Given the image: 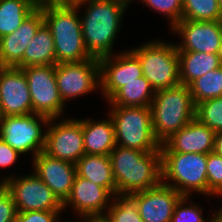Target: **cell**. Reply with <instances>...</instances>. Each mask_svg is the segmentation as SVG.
I'll return each instance as SVG.
<instances>
[{"mask_svg": "<svg viewBox=\"0 0 222 222\" xmlns=\"http://www.w3.org/2000/svg\"><path fill=\"white\" fill-rule=\"evenodd\" d=\"M195 108L189 86L155 91L150 110L153 133L160 144L195 118Z\"/></svg>", "mask_w": 222, "mask_h": 222, "instance_id": "4", "label": "cell"}, {"mask_svg": "<svg viewBox=\"0 0 222 222\" xmlns=\"http://www.w3.org/2000/svg\"><path fill=\"white\" fill-rule=\"evenodd\" d=\"M55 76L64 103L100 89V64L97 58L56 64Z\"/></svg>", "mask_w": 222, "mask_h": 222, "instance_id": "12", "label": "cell"}, {"mask_svg": "<svg viewBox=\"0 0 222 222\" xmlns=\"http://www.w3.org/2000/svg\"><path fill=\"white\" fill-rule=\"evenodd\" d=\"M110 109L117 146L142 152L160 150L161 144L152 129L150 107L112 106Z\"/></svg>", "mask_w": 222, "mask_h": 222, "instance_id": "6", "label": "cell"}, {"mask_svg": "<svg viewBox=\"0 0 222 222\" xmlns=\"http://www.w3.org/2000/svg\"><path fill=\"white\" fill-rule=\"evenodd\" d=\"M43 24V11L38 6L14 32L0 38V67L22 68L25 49Z\"/></svg>", "mask_w": 222, "mask_h": 222, "instance_id": "17", "label": "cell"}, {"mask_svg": "<svg viewBox=\"0 0 222 222\" xmlns=\"http://www.w3.org/2000/svg\"><path fill=\"white\" fill-rule=\"evenodd\" d=\"M154 95L150 82L142 76L119 88L107 101L110 106L150 107Z\"/></svg>", "mask_w": 222, "mask_h": 222, "instance_id": "25", "label": "cell"}, {"mask_svg": "<svg viewBox=\"0 0 222 222\" xmlns=\"http://www.w3.org/2000/svg\"><path fill=\"white\" fill-rule=\"evenodd\" d=\"M33 113L29 85L24 71L17 67H0V116Z\"/></svg>", "mask_w": 222, "mask_h": 222, "instance_id": "14", "label": "cell"}, {"mask_svg": "<svg viewBox=\"0 0 222 222\" xmlns=\"http://www.w3.org/2000/svg\"><path fill=\"white\" fill-rule=\"evenodd\" d=\"M45 65H56V54L51 30L44 23L25 49L22 68Z\"/></svg>", "mask_w": 222, "mask_h": 222, "instance_id": "24", "label": "cell"}, {"mask_svg": "<svg viewBox=\"0 0 222 222\" xmlns=\"http://www.w3.org/2000/svg\"><path fill=\"white\" fill-rule=\"evenodd\" d=\"M215 214L213 218H211V222H222V208L218 209V211L215 210Z\"/></svg>", "mask_w": 222, "mask_h": 222, "instance_id": "38", "label": "cell"}, {"mask_svg": "<svg viewBox=\"0 0 222 222\" xmlns=\"http://www.w3.org/2000/svg\"><path fill=\"white\" fill-rule=\"evenodd\" d=\"M111 196L113 195L106 188L76 174L71 193L63 203V209L68 205L72 206L80 218L104 217L105 209L107 212L110 206L107 203L110 204L113 198Z\"/></svg>", "mask_w": 222, "mask_h": 222, "instance_id": "16", "label": "cell"}, {"mask_svg": "<svg viewBox=\"0 0 222 222\" xmlns=\"http://www.w3.org/2000/svg\"><path fill=\"white\" fill-rule=\"evenodd\" d=\"M214 152L222 156V131L215 134Z\"/></svg>", "mask_w": 222, "mask_h": 222, "instance_id": "37", "label": "cell"}, {"mask_svg": "<svg viewBox=\"0 0 222 222\" xmlns=\"http://www.w3.org/2000/svg\"><path fill=\"white\" fill-rule=\"evenodd\" d=\"M163 41L154 40L130 49L140 61L143 76L155 91L180 84L178 49L176 44Z\"/></svg>", "mask_w": 222, "mask_h": 222, "instance_id": "7", "label": "cell"}, {"mask_svg": "<svg viewBox=\"0 0 222 222\" xmlns=\"http://www.w3.org/2000/svg\"><path fill=\"white\" fill-rule=\"evenodd\" d=\"M93 222H109L104 217H94Z\"/></svg>", "mask_w": 222, "mask_h": 222, "instance_id": "41", "label": "cell"}, {"mask_svg": "<svg viewBox=\"0 0 222 222\" xmlns=\"http://www.w3.org/2000/svg\"><path fill=\"white\" fill-rule=\"evenodd\" d=\"M57 1L66 5H77L78 3H81L86 0H57Z\"/></svg>", "mask_w": 222, "mask_h": 222, "instance_id": "39", "label": "cell"}, {"mask_svg": "<svg viewBox=\"0 0 222 222\" xmlns=\"http://www.w3.org/2000/svg\"><path fill=\"white\" fill-rule=\"evenodd\" d=\"M83 5L88 7L80 17L86 49L97 59L112 55L120 22L128 7L115 0H86L76 6L81 9Z\"/></svg>", "mask_w": 222, "mask_h": 222, "instance_id": "1", "label": "cell"}, {"mask_svg": "<svg viewBox=\"0 0 222 222\" xmlns=\"http://www.w3.org/2000/svg\"><path fill=\"white\" fill-rule=\"evenodd\" d=\"M194 104L222 96V66L209 71L189 85Z\"/></svg>", "mask_w": 222, "mask_h": 222, "instance_id": "28", "label": "cell"}, {"mask_svg": "<svg viewBox=\"0 0 222 222\" xmlns=\"http://www.w3.org/2000/svg\"><path fill=\"white\" fill-rule=\"evenodd\" d=\"M2 181H0V191L5 187V181L3 179H1Z\"/></svg>", "mask_w": 222, "mask_h": 222, "instance_id": "44", "label": "cell"}, {"mask_svg": "<svg viewBox=\"0 0 222 222\" xmlns=\"http://www.w3.org/2000/svg\"><path fill=\"white\" fill-rule=\"evenodd\" d=\"M84 221L81 222H93V218H82ZM61 222V221H60ZM67 222H71L70 220ZM73 222V221H72Z\"/></svg>", "mask_w": 222, "mask_h": 222, "instance_id": "43", "label": "cell"}, {"mask_svg": "<svg viewBox=\"0 0 222 222\" xmlns=\"http://www.w3.org/2000/svg\"><path fill=\"white\" fill-rule=\"evenodd\" d=\"M115 1L121 2V3L125 4L126 6H128L130 1H132V0H115Z\"/></svg>", "mask_w": 222, "mask_h": 222, "instance_id": "42", "label": "cell"}, {"mask_svg": "<svg viewBox=\"0 0 222 222\" xmlns=\"http://www.w3.org/2000/svg\"><path fill=\"white\" fill-rule=\"evenodd\" d=\"M38 6L43 11L44 23L51 30L54 39L56 64L81 62L93 58L84 44L76 5L47 0Z\"/></svg>", "mask_w": 222, "mask_h": 222, "instance_id": "2", "label": "cell"}, {"mask_svg": "<svg viewBox=\"0 0 222 222\" xmlns=\"http://www.w3.org/2000/svg\"><path fill=\"white\" fill-rule=\"evenodd\" d=\"M215 134L214 130L194 118L165 140L160 151L208 154L214 151Z\"/></svg>", "mask_w": 222, "mask_h": 222, "instance_id": "20", "label": "cell"}, {"mask_svg": "<svg viewBox=\"0 0 222 222\" xmlns=\"http://www.w3.org/2000/svg\"><path fill=\"white\" fill-rule=\"evenodd\" d=\"M218 4H219L220 9H221V11H222V0H218Z\"/></svg>", "mask_w": 222, "mask_h": 222, "instance_id": "46", "label": "cell"}, {"mask_svg": "<svg viewBox=\"0 0 222 222\" xmlns=\"http://www.w3.org/2000/svg\"><path fill=\"white\" fill-rule=\"evenodd\" d=\"M38 4H42L43 2L47 1V0H35Z\"/></svg>", "mask_w": 222, "mask_h": 222, "instance_id": "45", "label": "cell"}, {"mask_svg": "<svg viewBox=\"0 0 222 222\" xmlns=\"http://www.w3.org/2000/svg\"><path fill=\"white\" fill-rule=\"evenodd\" d=\"M76 174L106 188L112 195L117 193L109 156L84 154L76 163Z\"/></svg>", "mask_w": 222, "mask_h": 222, "instance_id": "22", "label": "cell"}, {"mask_svg": "<svg viewBox=\"0 0 222 222\" xmlns=\"http://www.w3.org/2000/svg\"><path fill=\"white\" fill-rule=\"evenodd\" d=\"M171 30L183 39L177 43L178 51L217 54L222 41V21H190L182 19Z\"/></svg>", "mask_w": 222, "mask_h": 222, "instance_id": "15", "label": "cell"}, {"mask_svg": "<svg viewBox=\"0 0 222 222\" xmlns=\"http://www.w3.org/2000/svg\"><path fill=\"white\" fill-rule=\"evenodd\" d=\"M182 19L190 21H222L218 0H184Z\"/></svg>", "mask_w": 222, "mask_h": 222, "instance_id": "29", "label": "cell"}, {"mask_svg": "<svg viewBox=\"0 0 222 222\" xmlns=\"http://www.w3.org/2000/svg\"><path fill=\"white\" fill-rule=\"evenodd\" d=\"M195 118L216 133L222 131V96L196 104Z\"/></svg>", "mask_w": 222, "mask_h": 222, "instance_id": "30", "label": "cell"}, {"mask_svg": "<svg viewBox=\"0 0 222 222\" xmlns=\"http://www.w3.org/2000/svg\"><path fill=\"white\" fill-rule=\"evenodd\" d=\"M180 84L189 86L209 71L221 67L217 54L178 51Z\"/></svg>", "mask_w": 222, "mask_h": 222, "instance_id": "23", "label": "cell"}, {"mask_svg": "<svg viewBox=\"0 0 222 222\" xmlns=\"http://www.w3.org/2000/svg\"><path fill=\"white\" fill-rule=\"evenodd\" d=\"M217 56L219 58V63L222 66V41H221V45H220V47H219V49L217 51Z\"/></svg>", "mask_w": 222, "mask_h": 222, "instance_id": "40", "label": "cell"}, {"mask_svg": "<svg viewBox=\"0 0 222 222\" xmlns=\"http://www.w3.org/2000/svg\"><path fill=\"white\" fill-rule=\"evenodd\" d=\"M85 154L105 155L116 147L114 125L111 117L102 121L82 120Z\"/></svg>", "mask_w": 222, "mask_h": 222, "instance_id": "21", "label": "cell"}, {"mask_svg": "<svg viewBox=\"0 0 222 222\" xmlns=\"http://www.w3.org/2000/svg\"><path fill=\"white\" fill-rule=\"evenodd\" d=\"M49 120L34 113L0 117V139L19 154L31 151L34 158L44 151L46 132L42 126H48Z\"/></svg>", "mask_w": 222, "mask_h": 222, "instance_id": "8", "label": "cell"}, {"mask_svg": "<svg viewBox=\"0 0 222 222\" xmlns=\"http://www.w3.org/2000/svg\"><path fill=\"white\" fill-rule=\"evenodd\" d=\"M19 154L15 149L10 147L6 142L0 139V167L6 168L16 163Z\"/></svg>", "mask_w": 222, "mask_h": 222, "instance_id": "36", "label": "cell"}, {"mask_svg": "<svg viewBox=\"0 0 222 222\" xmlns=\"http://www.w3.org/2000/svg\"><path fill=\"white\" fill-rule=\"evenodd\" d=\"M98 60L100 64V90L106 100L128 82L143 76L140 61L130 50L105 56Z\"/></svg>", "mask_w": 222, "mask_h": 222, "instance_id": "13", "label": "cell"}, {"mask_svg": "<svg viewBox=\"0 0 222 222\" xmlns=\"http://www.w3.org/2000/svg\"><path fill=\"white\" fill-rule=\"evenodd\" d=\"M145 5L150 7V9H154V11L158 13H162L163 15L169 18V22L171 23L169 27H173L177 22L182 20V6L184 0H140Z\"/></svg>", "mask_w": 222, "mask_h": 222, "instance_id": "32", "label": "cell"}, {"mask_svg": "<svg viewBox=\"0 0 222 222\" xmlns=\"http://www.w3.org/2000/svg\"><path fill=\"white\" fill-rule=\"evenodd\" d=\"M208 196L222 197V156L213 152L207 154Z\"/></svg>", "mask_w": 222, "mask_h": 222, "instance_id": "31", "label": "cell"}, {"mask_svg": "<svg viewBox=\"0 0 222 222\" xmlns=\"http://www.w3.org/2000/svg\"><path fill=\"white\" fill-rule=\"evenodd\" d=\"M33 171L64 203L69 197L74 178L76 164L54 158L44 151L33 158Z\"/></svg>", "mask_w": 222, "mask_h": 222, "instance_id": "18", "label": "cell"}, {"mask_svg": "<svg viewBox=\"0 0 222 222\" xmlns=\"http://www.w3.org/2000/svg\"><path fill=\"white\" fill-rule=\"evenodd\" d=\"M109 157L119 193L151 189L162 182L160 150L142 152L116 145Z\"/></svg>", "mask_w": 222, "mask_h": 222, "instance_id": "3", "label": "cell"}, {"mask_svg": "<svg viewBox=\"0 0 222 222\" xmlns=\"http://www.w3.org/2000/svg\"><path fill=\"white\" fill-rule=\"evenodd\" d=\"M38 5L35 0H0V38L14 32Z\"/></svg>", "mask_w": 222, "mask_h": 222, "instance_id": "26", "label": "cell"}, {"mask_svg": "<svg viewBox=\"0 0 222 222\" xmlns=\"http://www.w3.org/2000/svg\"><path fill=\"white\" fill-rule=\"evenodd\" d=\"M4 181L18 212L64 210L63 203L35 173L5 177Z\"/></svg>", "mask_w": 222, "mask_h": 222, "instance_id": "10", "label": "cell"}, {"mask_svg": "<svg viewBox=\"0 0 222 222\" xmlns=\"http://www.w3.org/2000/svg\"><path fill=\"white\" fill-rule=\"evenodd\" d=\"M113 201L104 218L109 222H144L137 206V192L119 193L112 196Z\"/></svg>", "mask_w": 222, "mask_h": 222, "instance_id": "27", "label": "cell"}, {"mask_svg": "<svg viewBox=\"0 0 222 222\" xmlns=\"http://www.w3.org/2000/svg\"><path fill=\"white\" fill-rule=\"evenodd\" d=\"M190 197H182L176 205L174 214L172 215L171 222H211L207 221L202 216L201 206L190 203L191 205L185 206ZM185 204V205H184Z\"/></svg>", "mask_w": 222, "mask_h": 222, "instance_id": "33", "label": "cell"}, {"mask_svg": "<svg viewBox=\"0 0 222 222\" xmlns=\"http://www.w3.org/2000/svg\"><path fill=\"white\" fill-rule=\"evenodd\" d=\"M206 163L207 154L161 152L162 183L184 197L191 196L193 192L207 196Z\"/></svg>", "mask_w": 222, "mask_h": 222, "instance_id": "5", "label": "cell"}, {"mask_svg": "<svg viewBox=\"0 0 222 222\" xmlns=\"http://www.w3.org/2000/svg\"><path fill=\"white\" fill-rule=\"evenodd\" d=\"M27 78L32 111L49 119L61 117L66 106L60 96L55 65L21 68Z\"/></svg>", "mask_w": 222, "mask_h": 222, "instance_id": "9", "label": "cell"}, {"mask_svg": "<svg viewBox=\"0 0 222 222\" xmlns=\"http://www.w3.org/2000/svg\"><path fill=\"white\" fill-rule=\"evenodd\" d=\"M183 196L162 182L137 192V206L144 222H171L176 205Z\"/></svg>", "mask_w": 222, "mask_h": 222, "instance_id": "19", "label": "cell"}, {"mask_svg": "<svg viewBox=\"0 0 222 222\" xmlns=\"http://www.w3.org/2000/svg\"><path fill=\"white\" fill-rule=\"evenodd\" d=\"M17 207L12 194L4 187L0 191V222H14Z\"/></svg>", "mask_w": 222, "mask_h": 222, "instance_id": "34", "label": "cell"}, {"mask_svg": "<svg viewBox=\"0 0 222 222\" xmlns=\"http://www.w3.org/2000/svg\"><path fill=\"white\" fill-rule=\"evenodd\" d=\"M61 211H26L18 212L14 222H60Z\"/></svg>", "mask_w": 222, "mask_h": 222, "instance_id": "35", "label": "cell"}, {"mask_svg": "<svg viewBox=\"0 0 222 222\" xmlns=\"http://www.w3.org/2000/svg\"><path fill=\"white\" fill-rule=\"evenodd\" d=\"M50 119L46 127L44 152L54 158L76 164L85 154L82 119Z\"/></svg>", "mask_w": 222, "mask_h": 222, "instance_id": "11", "label": "cell"}]
</instances>
